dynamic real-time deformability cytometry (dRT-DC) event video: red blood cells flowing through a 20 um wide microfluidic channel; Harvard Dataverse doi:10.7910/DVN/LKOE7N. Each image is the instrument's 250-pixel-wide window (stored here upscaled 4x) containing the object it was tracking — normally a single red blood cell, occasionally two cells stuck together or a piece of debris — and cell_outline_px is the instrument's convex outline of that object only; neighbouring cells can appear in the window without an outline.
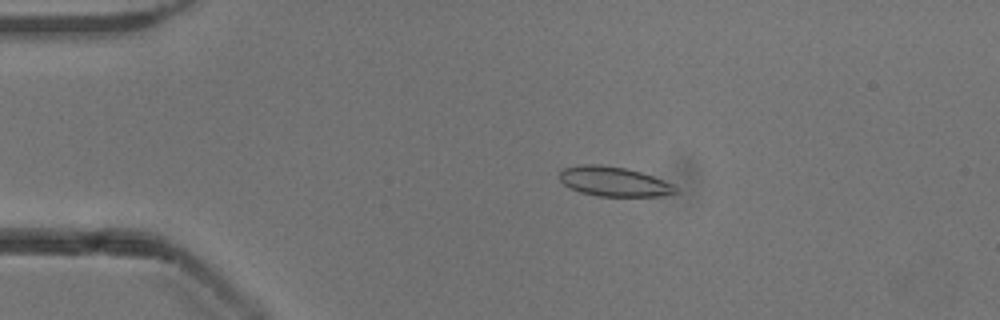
{"species": "common noctule bat (a hibernating species)", "species_latin": "Nyctalus noctula", "temperature_condition": "cold", "stored_images_in_passage": 52, "camera_frame_rate_fps": 3000, "um_per_image_px": 0.085, "animal": {"sex": "male", "body_mass_g": 13.3}, "frame": {"image": 1, "passage_image": 10, "time_ms": 3.0, "image_size_px": [1000, 320], "cell_outline_px": [[676, 192], [656, 196], [596, 196], [580, 192], [564, 184], [560, 180], [560, 168], [580, 164], [600, 164], [624, 168], [640, 172], [652, 176], [672, 184], [676, 188]], "centroid_in_image_um": [52.1, 15.42], "position_along_channel_um": 32.9, "area_um2": 19.83}}
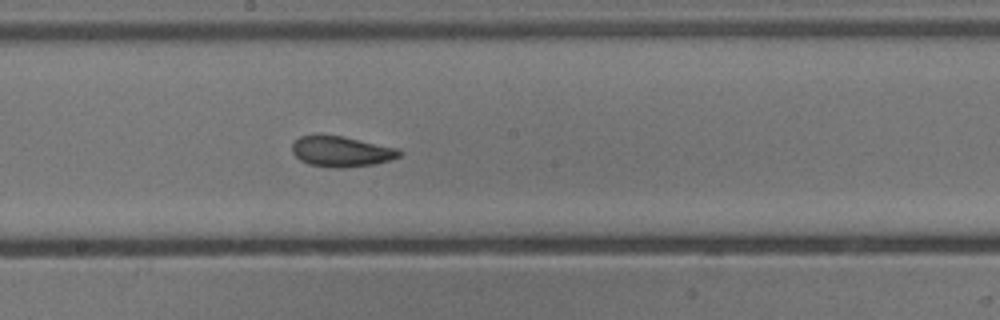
{"frame": {"image": 2, "passage_image": 28, "time_ms": 9.0, "image_size_px": [1000, 320], "cell_outline_px": [[404, 152], [400, 156], [392, 160], [376, 164], [344, 168], [336, 168], [308, 164], [300, 160], [292, 152], [292, 144], [300, 136], [344, 136], [400, 148]], "centroid_in_image_um": [29.1, 12.89], "position_along_channel_um": 219.1, "area_um2": 19.25}}
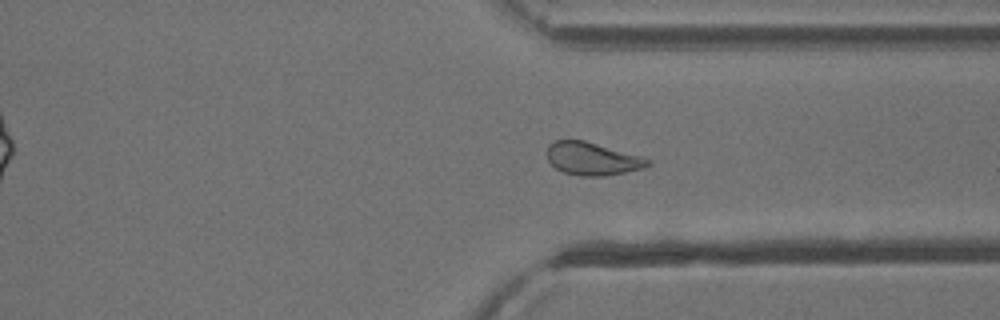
{"frame": {"image": 3, "passage_image": 39, "time_ms": 12.667, "image_size_px": [1000, 320], "cell_outline_px": [[652, 164], [644, 168], [604, 176], [580, 176], [564, 172], [556, 168], [548, 160], [548, 144], [556, 140], [584, 140], [640, 156], [652, 160]], "centroid_in_image_um": [50.36, 13.49], "position_along_channel_um": 361.0, "area_um2": 19.13}, "authors_computed_cell_mechanics": {"area_um2": 19.8543, "velocity_mm_per_s": 3.883, "shape_relaxation_time_tau1_ms": 3.9645, "shape_relaxation_time_tau2_ms": 2.2786, "deformation_change_tau1": 0.1249, "deformation_change_tau2": 0.073}}